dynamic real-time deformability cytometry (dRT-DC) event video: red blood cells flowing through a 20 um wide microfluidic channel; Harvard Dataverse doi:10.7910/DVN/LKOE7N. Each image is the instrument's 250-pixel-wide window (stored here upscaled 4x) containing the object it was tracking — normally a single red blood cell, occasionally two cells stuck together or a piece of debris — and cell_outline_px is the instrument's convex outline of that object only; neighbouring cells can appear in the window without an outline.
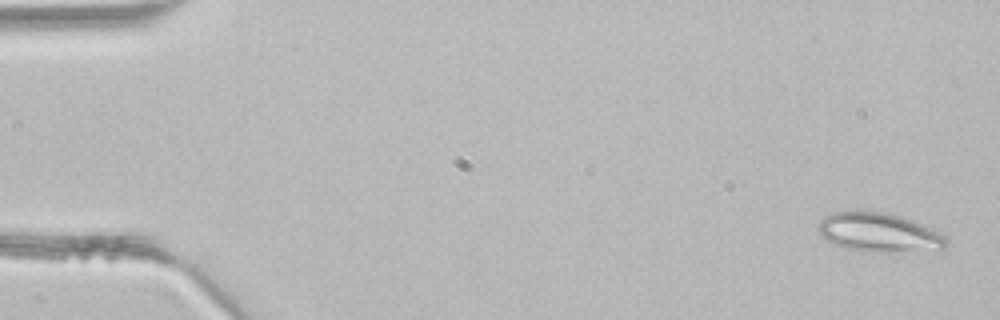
{"species": "common noctule bat (a hibernating species)", "species_latin": "Nyctalus noctula", "temperature_condition": "room temperature", "stored_images_in_passage": 3, "camera_frame_rate_fps": 3000, "um_per_image_px": 0.085, "animal": {"sex": "male", "body_mass_g": 21.5, "forearm_length_mm": 52.0}, "frame": {"image": 1, "passage_image": 1, "time_ms": 0.0, "image_size_px": [1000, 320], "cell_outline_px": [[948, 244], [944, 252], [880, 252], [848, 248], [824, 240], [820, 236], [816, 228], [820, 220], [824, 216], [836, 212], [852, 208], [856, 208], [884, 212], [900, 216], [912, 220], [932, 228], [944, 236], [948, 240]], "centroid_in_image_um": [74.75, 19.75], "position_along_channel_um": 10.2, "area_um2": 30.29}}